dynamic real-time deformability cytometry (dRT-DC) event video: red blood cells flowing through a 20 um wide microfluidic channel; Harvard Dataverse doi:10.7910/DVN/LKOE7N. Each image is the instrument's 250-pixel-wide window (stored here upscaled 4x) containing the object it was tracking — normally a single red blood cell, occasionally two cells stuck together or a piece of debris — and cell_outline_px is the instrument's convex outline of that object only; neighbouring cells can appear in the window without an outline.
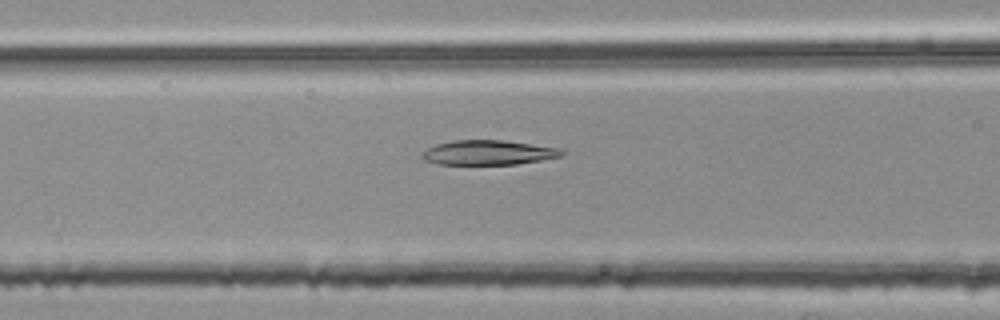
{"species": "common noctule bat (a hibernating species)", "species_latin": "Nyctalus noctula", "temperature_condition": "room temperature", "stored_images_in_passage": 35, "camera_frame_rate_fps": 3000, "um_per_image_px": 0.085, "animal": {"sex": "female", "body_mass_g": 25.1}, "frame": {"image": 1, "passage_image": 13, "time_ms": 4.0, "image_size_px": [1000, 320], "cell_outline_px": [[568, 152], [564, 156], [516, 164], [440, 164], [424, 160], [420, 156], [428, 148], [436, 144], [452, 140], [504, 140], [560, 148]], "centroid_in_image_um": [41.56, 12.96], "position_along_channel_um": 125.0, "area_um2": 20.11}}
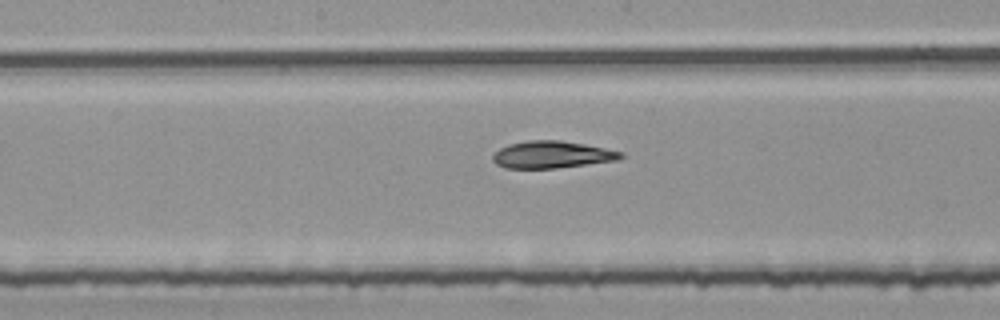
{"frame": {"image": 2, "passage_image": 19, "time_ms": 6.0, "image_size_px": [1000, 320], "cell_outline_px": [[624, 156], [616, 160], [556, 168], [504, 168], [496, 164], [492, 160], [492, 156], [500, 148], [508, 144], [528, 140], [560, 140], [584, 144], [624, 152]], "centroid_in_image_um": [46.88, 13.14], "position_along_channel_um": 201.3, "area_um2": 20.11}}
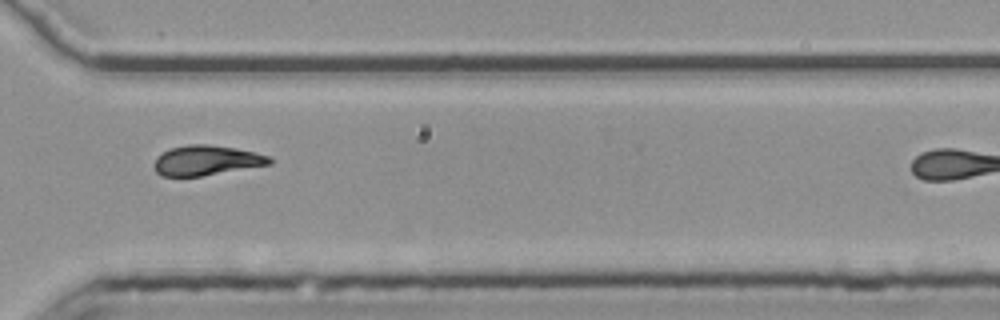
{"frame": {"image": 3, "passage_image": 31, "time_ms": 10.0, "image_size_px": [1000, 320], "cell_outline_px": [[272, 164], [200, 176], [160, 176], [156, 172], [152, 164], [156, 156], [168, 148], [188, 144], [208, 144], [236, 148], [268, 156], [272, 160]], "centroid_in_image_um": [17.47, 13.63], "position_along_channel_um": 353.1, "area_um2": 20.23}}